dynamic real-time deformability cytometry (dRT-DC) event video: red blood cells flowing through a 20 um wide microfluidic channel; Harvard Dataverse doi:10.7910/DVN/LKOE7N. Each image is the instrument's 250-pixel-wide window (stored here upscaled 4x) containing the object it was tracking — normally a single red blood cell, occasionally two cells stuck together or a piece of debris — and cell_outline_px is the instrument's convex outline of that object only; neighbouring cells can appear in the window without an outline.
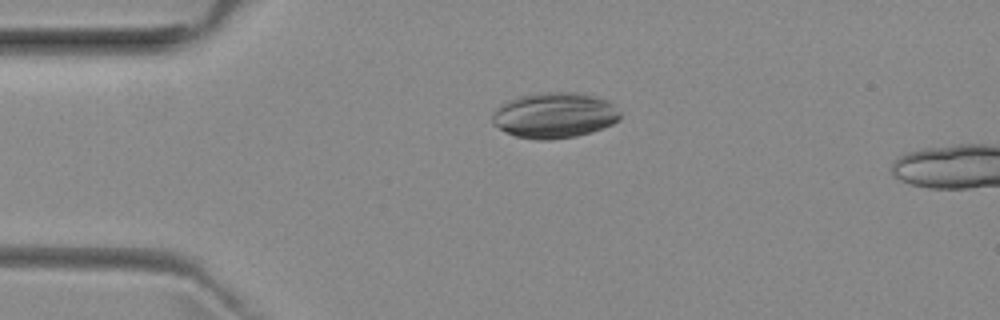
{"species": "common noctule bat (a hibernating species)", "species_latin": "Nyctalus noctula", "temperature_condition": "room temperature", "stored_images_in_passage": 11, "camera_frame_rate_fps": 3000, "um_per_image_px": 0.085, "animal": {"sex": "female", "body_mass_g": 29.2, "forearm_length_mm": 56.3}, "frame": {"image": 1, "passage_image": 7, "time_ms": 2.0, "image_size_px": [1000, 320], "cell_outline_px": [[620, 120], [612, 124], [592, 132], [576, 136], [548, 140], [536, 140], [516, 136], [492, 124], [492, 116], [496, 108], [520, 96], [544, 92], [576, 92], [596, 96], [608, 100], [620, 112]], "centroid_in_image_um": [47.17, 9.8], "position_along_channel_um": 37.8, "area_um2": 33.81}}